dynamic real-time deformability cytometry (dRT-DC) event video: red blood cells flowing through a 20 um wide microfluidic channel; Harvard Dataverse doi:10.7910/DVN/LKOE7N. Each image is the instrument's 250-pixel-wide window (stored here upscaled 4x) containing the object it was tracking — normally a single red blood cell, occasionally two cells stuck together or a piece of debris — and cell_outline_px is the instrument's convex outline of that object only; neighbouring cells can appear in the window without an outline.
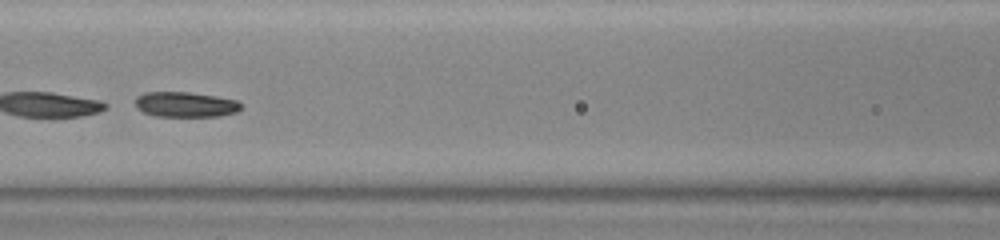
{"species": "common noctule bat (a hibernating species)", "species_latin": "Nyctalus noctula", "temperature_condition": "warm", "stored_images_in_passage": 41, "camera_frame_rate_fps": 3000, "um_per_image_px": 0.085, "animal": {"sex": "female", "body_mass_g": 23.0, "forearm_length_mm": 53.4}, "frame": {"image": 1, "passage_image": 23, "time_ms": 7.333, "image_size_px": [1000, 240], "cell_outline_px": [[240, 108], [236, 112], [220, 116], [156, 116], [144, 112], [136, 104], [136, 96], [148, 92], [188, 92], [216, 96], [236, 100], [240, 104]], "centroid_in_image_um": [15.78, 8.88], "position_along_channel_um": 150.8, "area_um2": 15.26}, "authors_computed_cell_mechanics": {"area_um2": 16.8776, "velocity_mm_per_s": 3.9314, "shape_relaxation_time_tau1_ms": 0.2641, "shape_relaxation_time_tau2_ms": 4.1549, "deformation_change_tau1": 0.2559, "deformation_change_tau2": 0.1164}}